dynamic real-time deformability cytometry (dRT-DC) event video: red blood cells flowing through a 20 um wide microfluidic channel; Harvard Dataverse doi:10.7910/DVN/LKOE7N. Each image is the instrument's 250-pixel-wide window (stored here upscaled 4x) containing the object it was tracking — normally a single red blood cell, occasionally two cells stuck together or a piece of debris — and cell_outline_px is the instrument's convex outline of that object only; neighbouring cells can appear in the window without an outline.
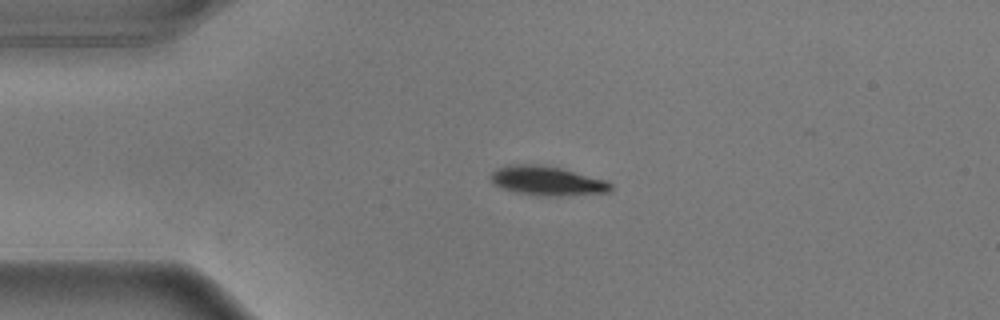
{"species": "common noctule bat (a hibernating species)", "species_latin": "Nyctalus noctula", "temperature_condition": "warm", "stored_images_in_passage": 35, "camera_frame_rate_fps": 3000, "um_per_image_px": 0.085, "animal": {"sex": "male", "body_mass_g": 17.9}, "frame": {"image": 1, "passage_image": 1, "time_ms": 0.0, "image_size_px": [1000, 320], "cell_outline_px": [[612, 192], [560, 196], [544, 196], [520, 192], [504, 188], [496, 184], [488, 176], [496, 168], [508, 164], [532, 164], [560, 168], [604, 180], [612, 184]], "centroid_in_image_um": [46.51, 15.37], "position_along_channel_um": 38.5, "area_um2": 20.11}}
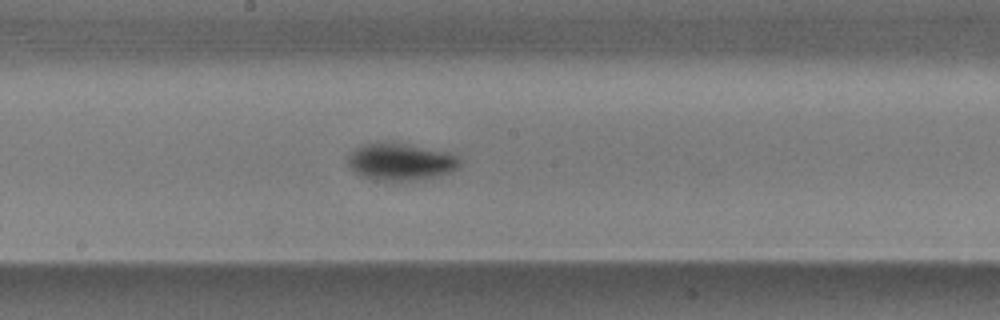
{"frame": {"image": 2, "passage_image": 18, "time_ms": 5.667, "image_size_px": [1000, 320], "cell_outline_px": [[460, 164], [456, 168], [448, 172], [436, 176], [416, 180], [384, 180], [364, 176], [356, 172], [348, 164], [348, 156], [356, 148], [364, 144], [404, 144], [440, 152], [456, 156], [460, 160]], "centroid_in_image_um": [34.03, 13.77], "position_along_channel_um": 214.2, "area_um2": 22.83}}
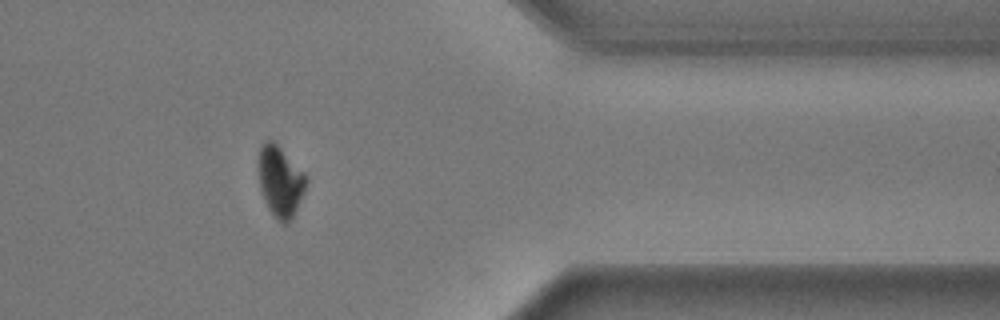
{"frame": {"image": 3, "passage_image": 34, "time_ms": 11.0, "image_size_px": [1000, 320], "cell_outline_px": [[308, 180], [304, 192], [292, 216], [284, 224], [276, 220], [268, 208], [264, 200], [260, 188], [256, 160], [260, 148], [264, 140], [272, 140], [308, 176]], "centroid_in_image_um": [23.78, 15.39], "position_along_channel_um": 387.6, "area_um2": 19.71}, "authors_computed_cell_mechanics": {"area_um2": 22.5998, "velocity_mm_per_s": 3.6044, "shape_relaxation_time_tau1_ms": 2.2263, "shape_relaxation_time_tau2_ms": null, "deformation_change_tau1": 0.1376, "deformation_change_tau2": null}}